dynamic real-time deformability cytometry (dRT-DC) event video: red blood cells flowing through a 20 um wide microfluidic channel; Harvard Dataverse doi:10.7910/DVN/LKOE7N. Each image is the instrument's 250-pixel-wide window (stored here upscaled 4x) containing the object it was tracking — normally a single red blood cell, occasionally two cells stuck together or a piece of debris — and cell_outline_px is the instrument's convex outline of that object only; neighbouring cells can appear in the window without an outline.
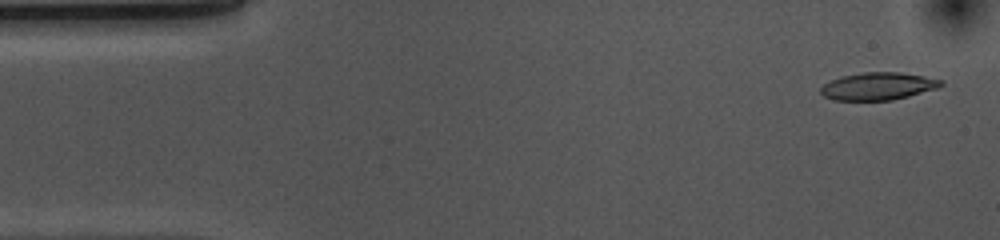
{"species": "common noctule bat (a hibernating species)", "species_latin": "Nyctalus noctula", "temperature_condition": "cold", "stored_images_in_passage": 53, "camera_frame_rate_fps": 3000, "um_per_image_px": 0.085, "animal": {"sex": "female", "body_mass_g": 10.0, "forearm_length_mm": 53.1}, "frame": {"image": 1, "passage_image": 2, "time_ms": 0.333, "image_size_px": [1000, 240], "cell_outline_px": [[944, 84], [936, 88], [908, 96], [892, 100], [832, 100], [824, 96], [820, 92], [820, 88], [828, 80], [840, 76], [864, 72], [900, 72], [924, 76], [944, 80]], "centroid_in_image_um": [74.6, 7.32], "position_along_channel_um": 10.4, "area_um2": 19.36}}
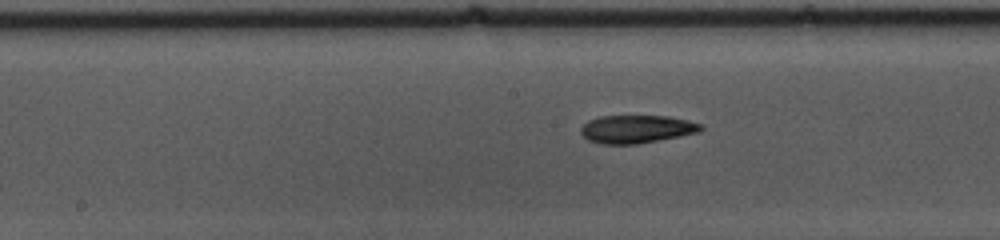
{"frame": {"image": 2, "passage_image": 25, "time_ms": 8.0, "image_size_px": [1000, 240], "cell_outline_px": [[704, 128], [700, 132], [680, 136], [636, 144], [600, 144], [588, 140], [580, 132], [580, 128], [588, 120], [600, 116], [668, 116], [688, 120], [704, 124]], "centroid_in_image_um": [54.13, 10.97], "position_along_channel_um": 194.1, "area_um2": 19.71}}
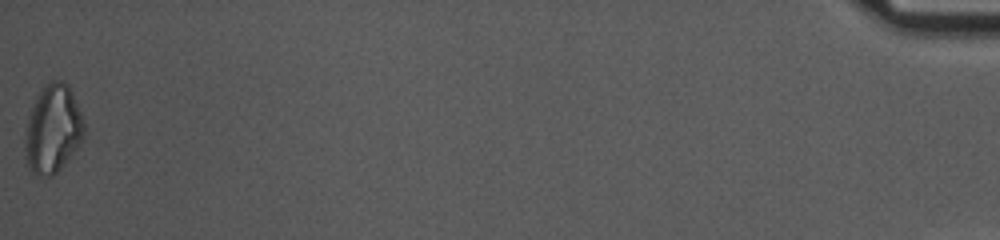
{"frame": {"image": 3, "passage_image": 53, "time_ms": 17.333, "image_size_px": [1000, 240], "cell_outline_px": [[84, 136], [76, 148], [60, 168], [52, 176], [36, 176], [28, 168], [24, 156], [24, 140], [28, 116], [36, 96], [40, 88], [48, 80], [64, 80], [68, 84], [72, 92], [84, 120]], "centroid_in_image_um": [4.46, 10.94], "position_along_channel_um": 430.7, "area_um2": 30.69}, "authors_computed_cell_mechanics": {"area_um2": 19.941, "velocity_mm_per_s": 3.6642, "shape_relaxation_time_tau1_ms": 5.3861, "shape_relaxation_time_tau2_ms": 3.5941, "deformation_change_tau1": 0.1542, "deformation_change_tau2": 0.1174}}